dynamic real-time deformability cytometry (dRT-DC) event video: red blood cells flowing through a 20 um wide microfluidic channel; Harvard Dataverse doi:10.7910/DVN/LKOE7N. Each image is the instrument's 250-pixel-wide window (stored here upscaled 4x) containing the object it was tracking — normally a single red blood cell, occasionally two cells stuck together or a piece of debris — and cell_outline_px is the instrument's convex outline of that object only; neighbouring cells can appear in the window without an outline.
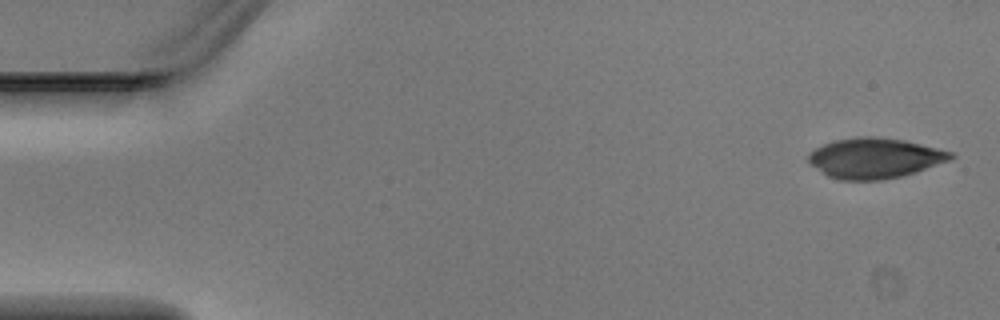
{"species": "Egyptian fruit bat (a non-hibernating species)", "species_latin": "Rousettus aegyptiacus", "temperature_condition": "warm", "stored_images_in_passage": 5, "camera_frame_rate_fps": 3000, "um_per_image_px": 0.085, "animal": {"sex": "male"}, "frame": {"image": 1, "passage_image": 1, "time_ms": 0.0, "image_size_px": [1000, 320], "cell_outline_px": [[956, 156], [948, 160], [916, 172], [900, 176], [880, 180], [840, 180], [828, 176], [812, 164], [808, 160], [808, 156], [816, 148], [824, 144], [836, 140], [856, 136], [872, 136], [904, 140], [952, 152]], "centroid_in_image_um": [74.35, 13.44], "position_along_channel_um": 10.6, "area_um2": 32.95}}